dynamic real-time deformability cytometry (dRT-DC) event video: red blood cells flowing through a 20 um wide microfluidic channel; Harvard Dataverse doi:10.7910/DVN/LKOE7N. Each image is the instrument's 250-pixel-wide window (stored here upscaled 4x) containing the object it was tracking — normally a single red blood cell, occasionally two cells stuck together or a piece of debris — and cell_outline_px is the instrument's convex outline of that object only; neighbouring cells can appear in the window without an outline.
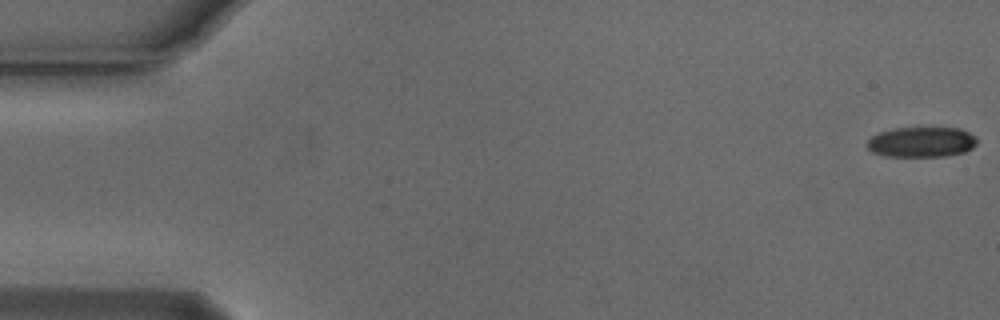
{"species": "Egyptian fruit bat (a non-hibernating species)", "species_latin": "Rousettus aegyptiacus", "temperature_condition": "cold", "stored_images_in_passage": 55, "camera_frame_rate_fps": 3000, "um_per_image_px": 0.085, "animal": {"sex": "male"}, "frame": {"image": 1, "passage_image": 1, "time_ms": 0.0, "image_size_px": [1000, 320], "cell_outline_px": [[976, 144], [972, 148], [964, 152], [944, 156], [884, 156], [872, 152], [864, 144], [872, 136], [880, 132], [896, 128], [960, 128], [976, 136]], "centroid_in_image_um": [78.31, 12.07], "position_along_channel_um": 6.7, "area_um2": 19.36}}
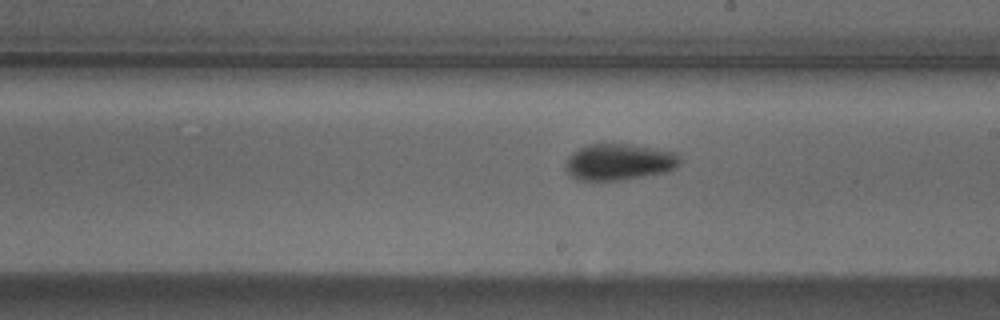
{"frame": {"image": 2, "passage_image": 31, "time_ms": 10.0, "image_size_px": [1000, 320], "cell_outline_px": [[680, 164], [676, 168], [668, 172], [620, 180], [580, 180], [572, 176], [564, 168], [564, 164], [568, 156], [572, 152], [588, 144], [628, 144], [676, 152], [680, 156]], "centroid_in_image_um": [52.63, 13.77], "position_along_channel_um": 236.4, "area_um2": 24.33}}
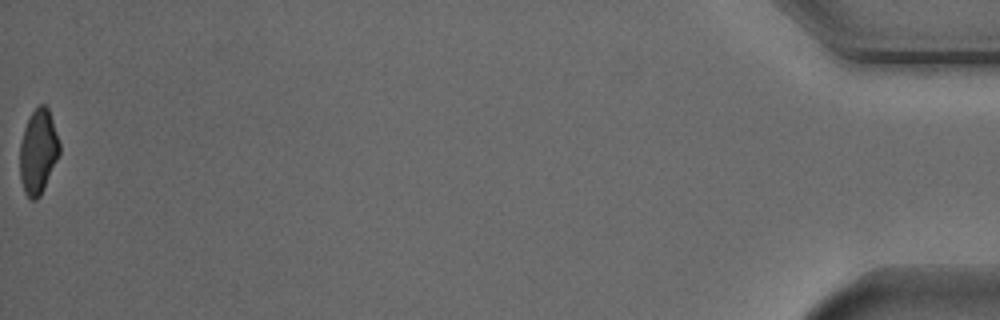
{"frame": {"image": 3, "passage_image": 55, "time_ms": 18.0, "image_size_px": [1000, 320], "cell_outline_px": [[60, 152], [44, 188], [40, 196], [36, 200], [32, 200], [24, 192], [20, 180], [20, 144], [24, 128], [32, 112], [40, 104], [44, 104], [48, 108], [60, 144]], "centroid_in_image_um": [3.23, 12.91], "position_along_channel_um": 432.0, "area_um2": 19.31}, "authors_computed_cell_mechanics": {"area_um2": 21.675, "velocity_mm_per_s": 3.7707, "shape_relaxation_time_tau1_ms": 3.7699, "shape_relaxation_time_tau2_ms": null, "deformation_change_tau1": 0.119, "deformation_change_tau2": null}}